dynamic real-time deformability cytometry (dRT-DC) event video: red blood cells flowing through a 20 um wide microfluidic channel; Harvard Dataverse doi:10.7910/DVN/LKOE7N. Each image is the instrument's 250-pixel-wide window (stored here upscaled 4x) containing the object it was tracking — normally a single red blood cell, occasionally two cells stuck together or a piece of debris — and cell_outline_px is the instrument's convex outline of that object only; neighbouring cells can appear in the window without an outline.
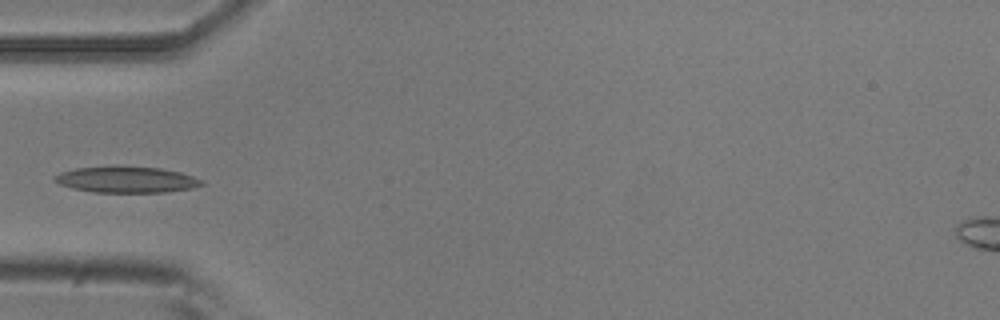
{"species": "common noctule bat (a hibernating species)", "species_latin": "Nyctalus noctula", "temperature_condition": "room temperature", "stored_images_in_passage": 5, "camera_frame_rate_fps": 3000, "um_per_image_px": 0.085, "animal": {"sex": "male", "body_mass_g": 20.5, "forearm_length_mm": 52.5}, "frame": {"image": 1, "passage_image": 3, "time_ms": 0.667, "image_size_px": [1000, 320], "cell_outline_px": [[204, 184], [192, 188], [164, 192], [96, 192], [72, 188], [60, 184], [56, 180], [56, 176], [60, 172], [76, 168], [160, 168], [180, 172], [204, 180]], "centroid_in_image_um": [10.82, 15.29], "position_along_channel_um": 74.2, "area_um2": 21.5}}
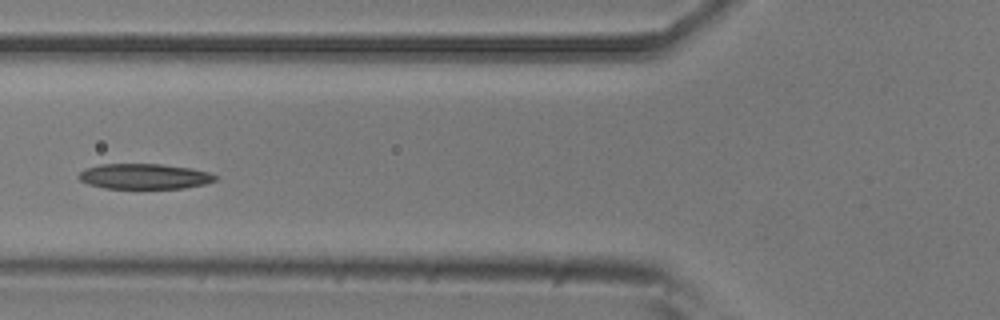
{"frame": {"image": 2, "passage_image": 4, "time_ms": 1.0, "image_size_px": [1000, 320], "cell_outline_px": [[220, 176], [216, 180], [204, 184], [184, 188], [104, 188], [88, 184], [80, 180], [76, 176], [84, 168], [100, 164], [160, 164], [192, 168], [208, 172]], "centroid_in_image_um": [12.26, 14.98], "position_along_channel_um": 113.5, "area_um2": 20.29}}
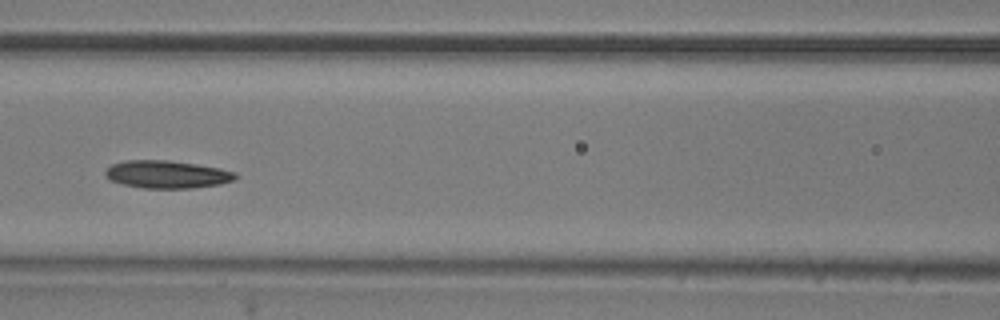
{"frame": {"image": 3, "passage_image": 5, "time_ms": 1.333, "image_size_px": [1000, 320], "cell_outline_px": [[236, 180], [220, 184], [192, 188], [144, 188], [124, 184], [108, 180], [104, 176], [104, 172], [112, 164], [128, 160], [168, 160], [196, 164], [220, 168], [236, 172]], "centroid_in_image_um": [14.19, 14.82], "position_along_channel_um": 152.4, "area_um2": 21.04}}